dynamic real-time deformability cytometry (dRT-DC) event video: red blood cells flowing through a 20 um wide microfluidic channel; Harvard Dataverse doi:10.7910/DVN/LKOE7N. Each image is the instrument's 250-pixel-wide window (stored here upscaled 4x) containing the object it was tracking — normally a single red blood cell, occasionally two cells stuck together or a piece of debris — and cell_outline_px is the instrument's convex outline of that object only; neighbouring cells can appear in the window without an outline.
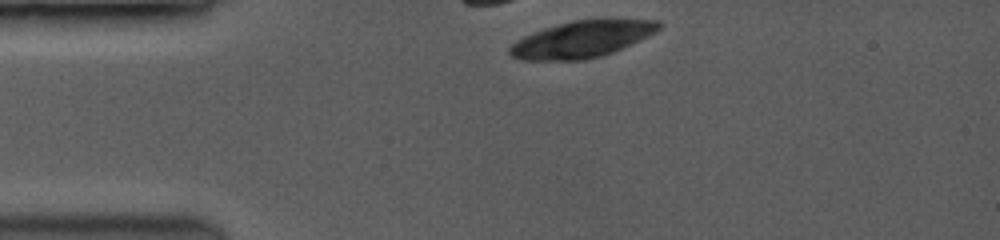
{"species": "common noctule bat (a hibernating species)", "species_latin": "Nyctalus noctula", "temperature_condition": "room temperature", "stored_images_in_passage": 2, "camera_frame_rate_fps": 3500, "um_per_image_px": 0.085, "animal": {"sex": "female", "body_mass_g": 19.0, "forearm_length_mm": 53.3}, "frame": {"image": 1, "passage_image": 1, "time_ms": 0.0, "image_size_px": [1000, 240], "cell_outline_px": [[660, 28], [612, 52], [600, 56], [580, 60], [524, 60], [512, 56], [508, 52], [508, 48], [516, 40], [524, 36], [560, 24], [576, 20], [656, 20], [660, 24]], "centroid_in_image_um": [49.37, 3.35], "position_along_channel_um": 35.6, "area_um2": 30.52}}